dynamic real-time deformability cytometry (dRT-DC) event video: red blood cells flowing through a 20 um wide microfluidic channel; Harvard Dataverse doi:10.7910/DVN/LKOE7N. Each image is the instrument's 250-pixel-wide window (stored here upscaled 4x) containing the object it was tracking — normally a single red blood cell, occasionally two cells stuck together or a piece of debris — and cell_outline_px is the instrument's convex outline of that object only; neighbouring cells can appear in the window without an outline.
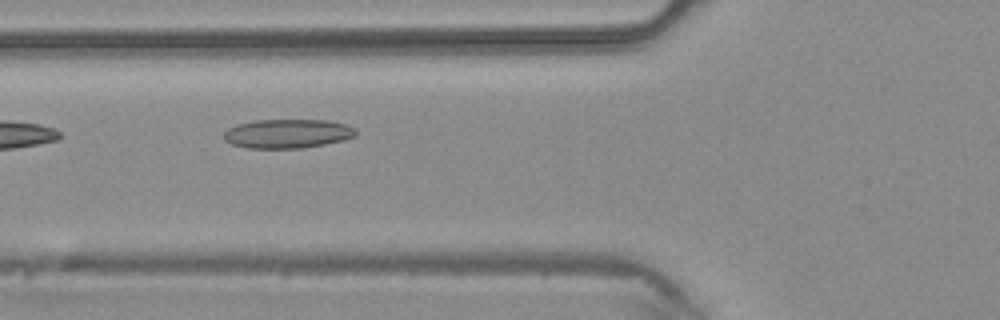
{"species": "common noctule bat (a hibernating species)", "species_latin": "Nyctalus noctula", "temperature_condition": "warm", "stored_images_in_passage": 5, "camera_frame_rate_fps": 3000, "um_per_image_px": 0.085, "animal": {"sex": "male", "body_mass_g": 20.4}, "frame": {"image": 1, "passage_image": 4, "time_ms": 1.0, "image_size_px": [1000, 320], "cell_outline_px": [[356, 136], [344, 140], [304, 148], [248, 148], [232, 144], [224, 140], [224, 132], [228, 128], [236, 124], [256, 120], [328, 120], [348, 124], [356, 128]], "centroid_in_image_um": [24.46, 11.35], "position_along_channel_um": 101.3, "area_um2": 22.54}}
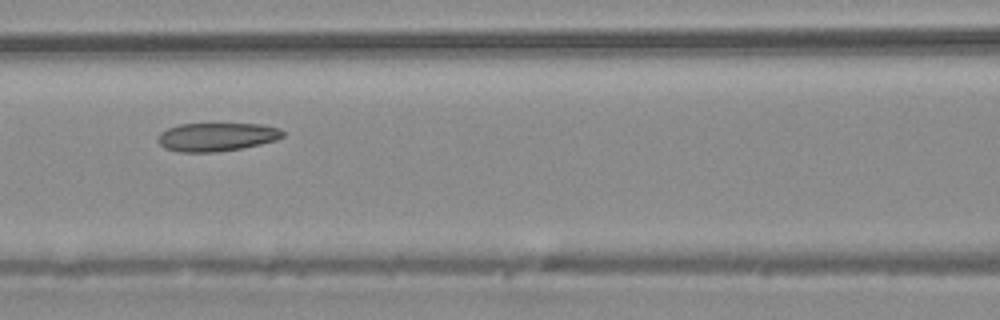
{"frame": {"image": 2, "passage_image": 5, "time_ms": 1.333, "image_size_px": [1000, 320], "cell_outline_px": [[284, 136], [276, 140], [260, 144], [240, 148], [216, 152], [180, 152], [164, 148], [156, 140], [156, 136], [160, 132], [168, 128], [180, 124], [260, 124], [280, 128], [284, 132]], "centroid_in_image_um": [18.39, 11.64], "position_along_channel_um": 148.2, "area_um2": 20.75}}